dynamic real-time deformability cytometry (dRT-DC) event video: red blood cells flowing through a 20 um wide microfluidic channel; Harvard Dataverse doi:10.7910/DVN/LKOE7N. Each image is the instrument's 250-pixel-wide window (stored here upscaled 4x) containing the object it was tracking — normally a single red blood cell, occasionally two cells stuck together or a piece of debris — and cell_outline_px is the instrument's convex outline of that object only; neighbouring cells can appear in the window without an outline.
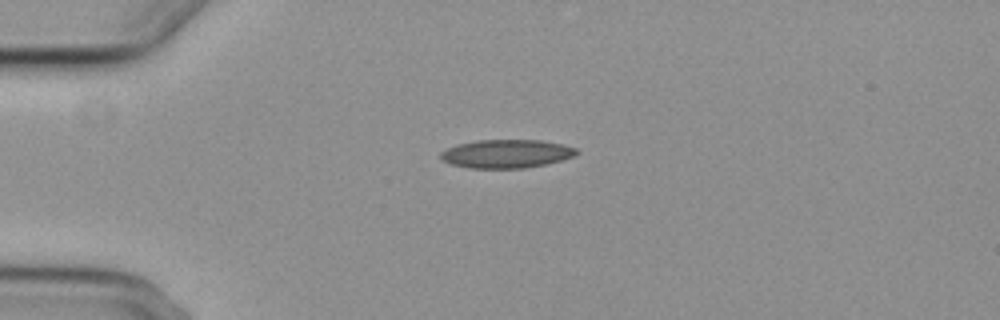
{"species": "common noctule bat (a hibernating species)", "species_latin": "Nyctalus noctula", "temperature_condition": "cold", "stored_images_in_passage": 3, "camera_frame_rate_fps": 3000, "um_per_image_px": 0.085, "animal": {"sex": "female", "body_mass_g": 29.2, "forearm_length_mm": 56.3}, "frame": {"image": 1, "passage_image": 1, "time_ms": 0.0, "image_size_px": [1000, 320], "cell_outline_px": [[580, 152], [572, 156], [548, 164], [524, 168], [468, 168], [452, 164], [440, 160], [440, 152], [456, 144], [476, 140], [540, 140], [560, 144], [576, 148]], "centroid_in_image_um": [43.01, 13.07], "position_along_channel_um": 42.0, "area_um2": 22.54}}
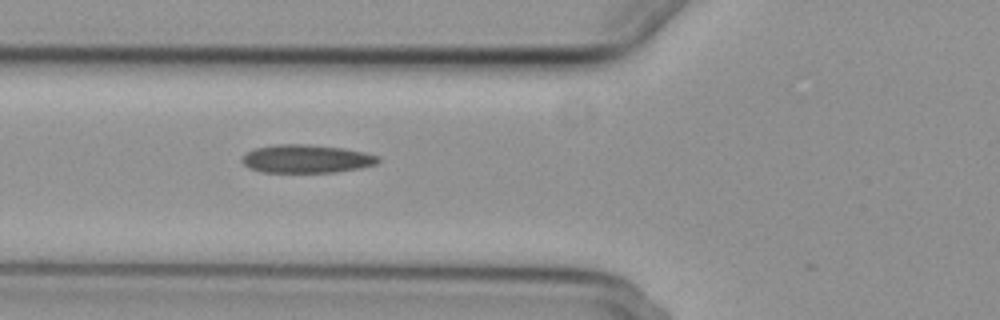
{"frame": {"image": 2, "passage_image": 3, "time_ms": 2.333, "image_size_px": [1000, 320], "cell_outline_px": [[380, 160], [376, 164], [360, 168], [336, 172], [260, 172], [248, 168], [240, 160], [244, 152], [256, 148], [276, 144], [308, 144], [340, 148], [364, 152], [380, 156]], "centroid_in_image_um": [26.0, 13.5], "position_along_channel_um": 99.8, "area_um2": 22.54}}